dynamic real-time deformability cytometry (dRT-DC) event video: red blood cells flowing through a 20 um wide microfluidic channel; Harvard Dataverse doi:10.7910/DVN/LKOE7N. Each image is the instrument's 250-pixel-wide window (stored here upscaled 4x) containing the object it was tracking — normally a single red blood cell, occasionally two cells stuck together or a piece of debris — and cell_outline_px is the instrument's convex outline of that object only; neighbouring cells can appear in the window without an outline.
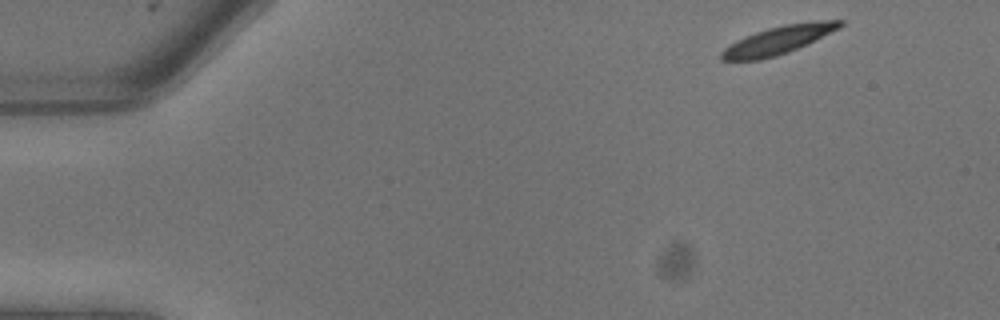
{"species": "common noctule bat (a hibernating species)", "species_latin": "Nyctalus noctula", "temperature_condition": "warm", "stored_images_in_passage": 6, "camera_frame_rate_fps": 3000, "um_per_image_px": 0.085, "animal": {"sex": "male", "body_mass_g": 13.3}, "frame": {"image": 1, "passage_image": 1, "time_ms": 0.0, "image_size_px": [1000, 320], "cell_outline_px": [[844, 24], [840, 28], [788, 52], [776, 56], [760, 60], [720, 60], [720, 52], [724, 48], [736, 40], [756, 32], [768, 28], [784, 24], [816, 20], [844, 20]], "centroid_in_image_um": [66.15, 3.4], "position_along_channel_um": 18.9, "area_um2": 19.31}}
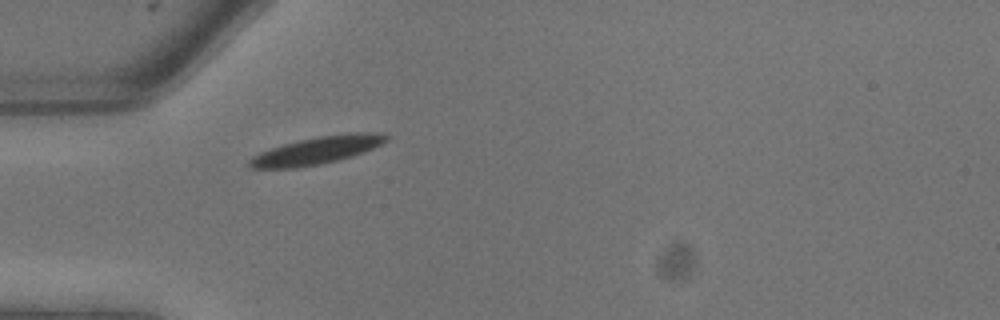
{"frame": {"image": 2, "passage_image": 6, "time_ms": 1.667, "image_size_px": [1000, 320], "cell_outline_px": [[388, 140], [372, 148], [352, 156], [320, 164], [296, 168], [252, 168], [248, 164], [248, 160], [252, 156], [260, 152], [284, 144], [300, 140], [320, 136], [352, 132], [384, 132], [388, 136]], "centroid_in_image_um": [26.95, 12.77], "position_along_channel_um": 58.0, "area_um2": 21.73}}